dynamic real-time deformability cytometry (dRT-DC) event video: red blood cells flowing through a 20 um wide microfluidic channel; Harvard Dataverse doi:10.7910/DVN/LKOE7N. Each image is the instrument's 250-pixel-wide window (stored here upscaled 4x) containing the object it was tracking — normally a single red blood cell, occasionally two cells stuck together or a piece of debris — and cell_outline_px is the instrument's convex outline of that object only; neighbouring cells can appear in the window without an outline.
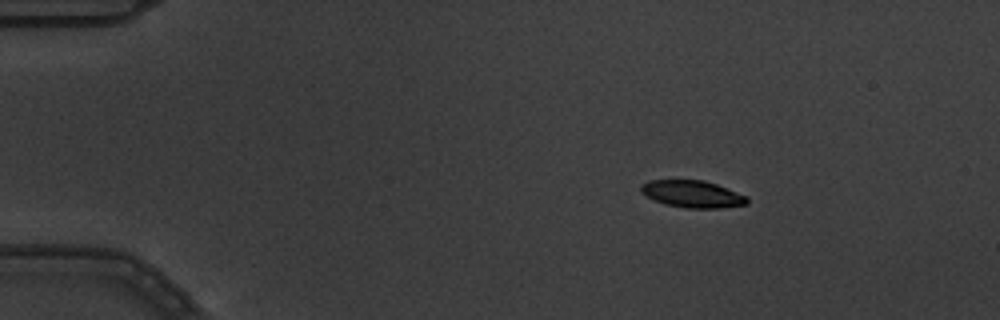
{"species": "common noctule bat (a hibernating species)", "species_latin": "Nyctalus noctula", "temperature_condition": "warm", "stored_images_in_passage": 4, "camera_frame_rate_fps": 3000, "um_per_image_px": 0.085, "animal": {"sex": "male", "body_mass_g": 19.5, "forearm_length_mm": 54.6}, "frame": {"image": 1, "passage_image": 2, "time_ms": 0.333, "image_size_px": [1000, 320], "cell_outline_px": [[748, 204], [720, 208], [688, 208], [664, 204], [640, 192], [640, 184], [648, 180], [704, 180], [716, 184], [748, 196]], "centroid_in_image_um": [58.86, 16.48], "position_along_channel_um": 26.1, "area_um2": 16.76}}